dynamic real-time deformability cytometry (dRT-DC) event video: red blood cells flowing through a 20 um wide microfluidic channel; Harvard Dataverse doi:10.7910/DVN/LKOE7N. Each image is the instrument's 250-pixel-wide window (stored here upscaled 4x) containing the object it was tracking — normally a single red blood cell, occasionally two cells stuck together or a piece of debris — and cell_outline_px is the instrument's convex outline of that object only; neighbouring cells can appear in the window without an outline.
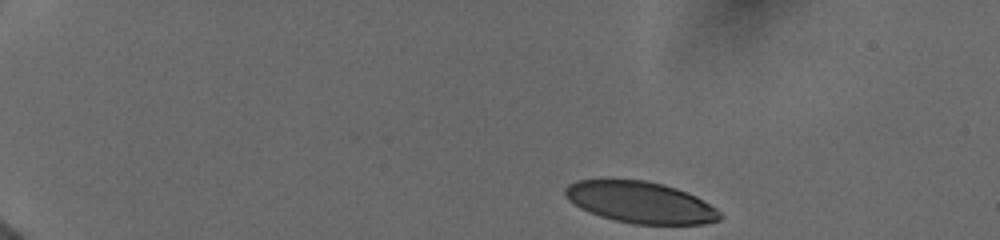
{"species": "human", "species_latin": "Homo sapiens", "temperature_condition": "cold", "stored_images_in_passage": 14, "camera_frame_rate_fps": 3000, "um_per_image_px": 0.085, "donor": {"sex": "female"}, "frame": {"image": 1, "passage_image": 1, "time_ms": 0.0, "image_size_px": [1000, 240], "cell_outline_px": [[724, 216], [720, 220], [704, 224], [636, 224], [616, 220], [600, 216], [580, 208], [568, 200], [564, 192], [564, 188], [568, 184], [576, 180], [644, 180], [664, 184], [688, 192], [696, 196], [716, 208]], "centroid_in_image_um": [54.45, 17.2], "position_along_channel_um": 30.5, "area_um2": 37.4}}
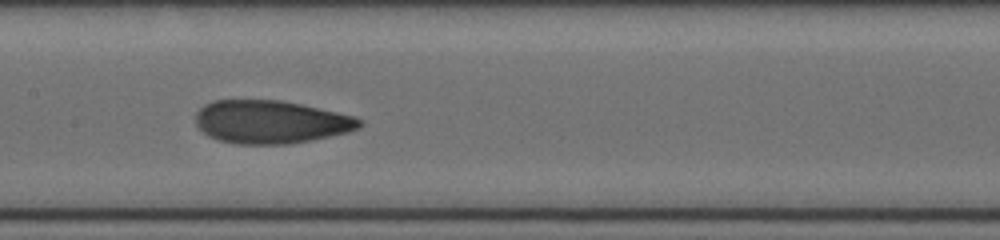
{"frame": {"image": 2, "passage_image": 10, "time_ms": 6.667, "image_size_px": [1000, 240], "cell_outline_px": [[364, 124], [360, 128], [348, 132], [312, 140], [288, 144], [232, 144], [208, 136], [196, 124], [196, 112], [204, 104], [212, 100], [280, 100], [300, 104], [356, 116], [364, 120]], "centroid_in_image_um": [23.04, 10.36], "position_along_channel_um": 184.4, "area_um2": 41.38}}
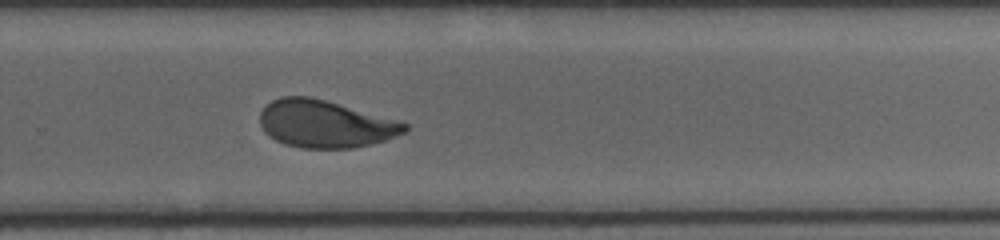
{"frame": {"image": 3, "passage_image": 14, "time_ms": 9.667, "image_size_px": [1000, 240], "cell_outline_px": [[408, 128], [404, 132], [384, 140], [352, 148], [300, 148], [284, 144], [276, 140], [264, 132], [260, 124], [260, 112], [272, 100], [280, 96], [308, 96], [324, 100], [408, 124]], "centroid_in_image_um": [27.56, 10.54], "position_along_channel_um": 302.2, "area_um2": 39.3}}